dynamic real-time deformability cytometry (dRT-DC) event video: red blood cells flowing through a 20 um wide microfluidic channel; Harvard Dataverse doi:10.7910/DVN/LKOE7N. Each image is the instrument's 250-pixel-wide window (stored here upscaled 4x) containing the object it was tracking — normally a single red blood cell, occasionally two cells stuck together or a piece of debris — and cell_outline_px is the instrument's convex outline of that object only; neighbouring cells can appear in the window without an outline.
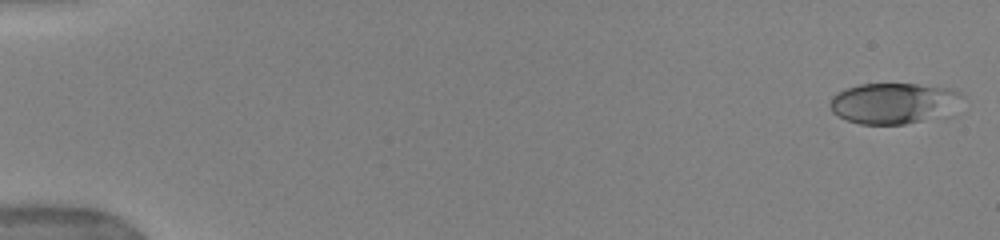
{"species": "human", "species_latin": "Homo sapiens", "temperature_condition": "warm", "stored_images_in_passage": 51, "camera_frame_rate_fps": 3000, "um_per_image_px": 0.085, "donor": {"sex": "female"}, "frame": {"image": 1, "passage_image": 1, "time_ms": 0.0, "image_size_px": [1000, 240], "cell_outline_px": [[964, 96], [956, 116], [904, 124], [860, 124], [848, 120], [832, 112], [828, 104], [832, 96], [836, 92], [860, 84], [916, 84], [956, 88]], "centroid_in_image_um": [76.13, 8.79], "position_along_channel_um": 8.9, "area_um2": 32.71}}
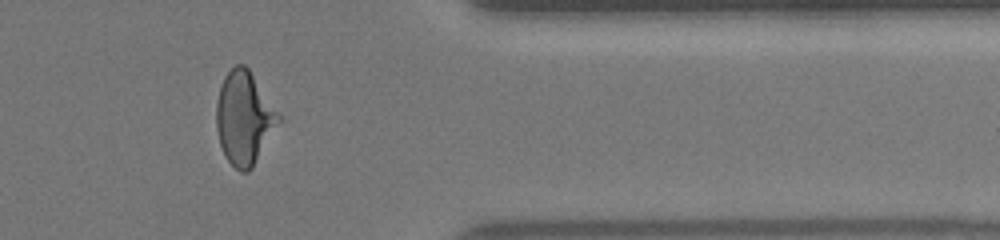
{"frame": {"image": 2, "passage_image": 43, "time_ms": 14.0, "image_size_px": [1000, 240], "cell_outline_px": [[284, 120], [252, 168], [248, 172], [240, 172], [228, 160], [220, 144], [216, 128], [216, 104], [220, 88], [224, 76], [236, 64], [244, 64], [248, 68], [284, 116]], "centroid_in_image_um": [20.83, 10.03], "position_along_channel_um": 390.6, "area_um2": 34.51}}
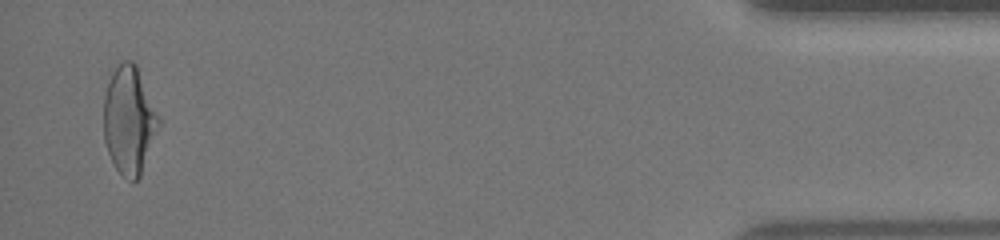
{"frame": {"image": 3, "passage_image": 50, "time_ms": 16.333, "image_size_px": [1000, 240], "cell_outline_px": [[160, 124], [140, 176], [136, 180], [132, 180], [124, 176], [116, 168], [108, 152], [104, 140], [104, 96], [112, 72], [124, 60], [132, 60], [136, 64], [160, 120]], "centroid_in_image_um": [10.97, 10.21], "position_along_channel_um": 424.2, "area_um2": 33.93}, "authors_computed_cell_mechanics": {"area_um2": 31.9634, "velocity_mm_per_s": 3.9601, "shape_relaxation_time_tau1_ms": 4.3945, "shape_relaxation_time_tau2_ms": 0.787, "deformation_change_tau1": 0.1749, "deformation_change_tau2": 0.0801}}